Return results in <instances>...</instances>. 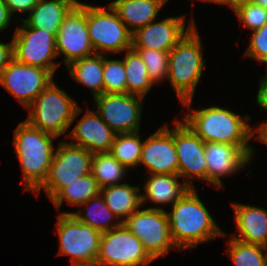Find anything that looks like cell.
Returning a JSON list of instances; mask_svg holds the SVG:
<instances>
[{"label":"cell","mask_w":267,"mask_h":266,"mask_svg":"<svg viewBox=\"0 0 267 266\" xmlns=\"http://www.w3.org/2000/svg\"><path fill=\"white\" fill-rule=\"evenodd\" d=\"M141 163L149 169V174H178L173 129L161 127L143 142Z\"/></svg>","instance_id":"ac0fdd59"},{"label":"cell","mask_w":267,"mask_h":266,"mask_svg":"<svg viewBox=\"0 0 267 266\" xmlns=\"http://www.w3.org/2000/svg\"><path fill=\"white\" fill-rule=\"evenodd\" d=\"M100 193L107 207L118 219L124 216L125 220L143 204L140 187L130 186L128 183L102 188Z\"/></svg>","instance_id":"cb8c5ba5"},{"label":"cell","mask_w":267,"mask_h":266,"mask_svg":"<svg viewBox=\"0 0 267 266\" xmlns=\"http://www.w3.org/2000/svg\"><path fill=\"white\" fill-rule=\"evenodd\" d=\"M13 36L14 59L23 64L48 70L54 75L58 63L53 62L57 55L56 36L28 26L23 20Z\"/></svg>","instance_id":"8fae6325"},{"label":"cell","mask_w":267,"mask_h":266,"mask_svg":"<svg viewBox=\"0 0 267 266\" xmlns=\"http://www.w3.org/2000/svg\"><path fill=\"white\" fill-rule=\"evenodd\" d=\"M194 25L169 51L168 78L181 105L190 108L195 88L202 76L204 58Z\"/></svg>","instance_id":"277c9868"},{"label":"cell","mask_w":267,"mask_h":266,"mask_svg":"<svg viewBox=\"0 0 267 266\" xmlns=\"http://www.w3.org/2000/svg\"><path fill=\"white\" fill-rule=\"evenodd\" d=\"M255 132L259 135L257 136L260 141L267 144V122L259 125L257 128H254Z\"/></svg>","instance_id":"ab89813d"},{"label":"cell","mask_w":267,"mask_h":266,"mask_svg":"<svg viewBox=\"0 0 267 266\" xmlns=\"http://www.w3.org/2000/svg\"><path fill=\"white\" fill-rule=\"evenodd\" d=\"M244 56L267 64V23L253 31L250 45Z\"/></svg>","instance_id":"e575fe53"},{"label":"cell","mask_w":267,"mask_h":266,"mask_svg":"<svg viewBox=\"0 0 267 266\" xmlns=\"http://www.w3.org/2000/svg\"><path fill=\"white\" fill-rule=\"evenodd\" d=\"M184 123L204 142H219L235 145H249L250 138L256 133L247 124L251 119L234 112L213 106L195 110L184 116Z\"/></svg>","instance_id":"3957f363"},{"label":"cell","mask_w":267,"mask_h":266,"mask_svg":"<svg viewBox=\"0 0 267 266\" xmlns=\"http://www.w3.org/2000/svg\"><path fill=\"white\" fill-rule=\"evenodd\" d=\"M105 8L86 4V23L94 52L102 55L110 51L111 55L131 48L132 33L110 4Z\"/></svg>","instance_id":"ba28073f"},{"label":"cell","mask_w":267,"mask_h":266,"mask_svg":"<svg viewBox=\"0 0 267 266\" xmlns=\"http://www.w3.org/2000/svg\"><path fill=\"white\" fill-rule=\"evenodd\" d=\"M239 237L233 238L246 243L267 244V210L256 206L232 203Z\"/></svg>","instance_id":"ffe728a7"},{"label":"cell","mask_w":267,"mask_h":266,"mask_svg":"<svg viewBox=\"0 0 267 266\" xmlns=\"http://www.w3.org/2000/svg\"><path fill=\"white\" fill-rule=\"evenodd\" d=\"M122 223L143 243L149 256L156 260L177 248L172 240L167 212L160 207L137 210Z\"/></svg>","instance_id":"9c48e42d"},{"label":"cell","mask_w":267,"mask_h":266,"mask_svg":"<svg viewBox=\"0 0 267 266\" xmlns=\"http://www.w3.org/2000/svg\"><path fill=\"white\" fill-rule=\"evenodd\" d=\"M143 142L139 131L115 135L110 153L127 169L139 165Z\"/></svg>","instance_id":"f546056e"},{"label":"cell","mask_w":267,"mask_h":266,"mask_svg":"<svg viewBox=\"0 0 267 266\" xmlns=\"http://www.w3.org/2000/svg\"><path fill=\"white\" fill-rule=\"evenodd\" d=\"M128 170L110 152L94 153L91 174L96 179L100 189L120 185L119 180Z\"/></svg>","instance_id":"f1b7e54d"},{"label":"cell","mask_w":267,"mask_h":266,"mask_svg":"<svg viewBox=\"0 0 267 266\" xmlns=\"http://www.w3.org/2000/svg\"><path fill=\"white\" fill-rule=\"evenodd\" d=\"M79 3L77 0H39L29 17L20 20L32 28L57 36L65 16Z\"/></svg>","instance_id":"44dd1931"},{"label":"cell","mask_w":267,"mask_h":266,"mask_svg":"<svg viewBox=\"0 0 267 266\" xmlns=\"http://www.w3.org/2000/svg\"><path fill=\"white\" fill-rule=\"evenodd\" d=\"M143 98L129 93H103L94 101L102 120L119 134L139 131Z\"/></svg>","instance_id":"7c38bea8"},{"label":"cell","mask_w":267,"mask_h":266,"mask_svg":"<svg viewBox=\"0 0 267 266\" xmlns=\"http://www.w3.org/2000/svg\"><path fill=\"white\" fill-rule=\"evenodd\" d=\"M231 8L236 13L239 22L251 31L259 29L267 23V9L251 0L235 3Z\"/></svg>","instance_id":"836d02e7"},{"label":"cell","mask_w":267,"mask_h":266,"mask_svg":"<svg viewBox=\"0 0 267 266\" xmlns=\"http://www.w3.org/2000/svg\"><path fill=\"white\" fill-rule=\"evenodd\" d=\"M83 205L86 206V214L84 216L82 215V211L80 210L77 211L78 213L73 212L72 214L79 221L91 226L93 229L99 231L100 233L110 231L122 224V221L116 222L115 225L114 223H110L112 218H117V216L107 207L101 193L90 198L87 202L80 206Z\"/></svg>","instance_id":"83f0119b"},{"label":"cell","mask_w":267,"mask_h":266,"mask_svg":"<svg viewBox=\"0 0 267 266\" xmlns=\"http://www.w3.org/2000/svg\"><path fill=\"white\" fill-rule=\"evenodd\" d=\"M209 2H215L219 4H228L229 6H233V0H209Z\"/></svg>","instance_id":"60d3db41"},{"label":"cell","mask_w":267,"mask_h":266,"mask_svg":"<svg viewBox=\"0 0 267 266\" xmlns=\"http://www.w3.org/2000/svg\"><path fill=\"white\" fill-rule=\"evenodd\" d=\"M55 138L26 121L14 130L13 144L23 170L24 189L35 192L46 179L55 154L52 142Z\"/></svg>","instance_id":"7a4b0ae2"},{"label":"cell","mask_w":267,"mask_h":266,"mask_svg":"<svg viewBox=\"0 0 267 266\" xmlns=\"http://www.w3.org/2000/svg\"><path fill=\"white\" fill-rule=\"evenodd\" d=\"M255 4L262 6L264 9H267V0H251Z\"/></svg>","instance_id":"b9f144b4"},{"label":"cell","mask_w":267,"mask_h":266,"mask_svg":"<svg viewBox=\"0 0 267 266\" xmlns=\"http://www.w3.org/2000/svg\"><path fill=\"white\" fill-rule=\"evenodd\" d=\"M27 109L29 125L56 137L67 131L82 110L53 80Z\"/></svg>","instance_id":"5b68a950"},{"label":"cell","mask_w":267,"mask_h":266,"mask_svg":"<svg viewBox=\"0 0 267 266\" xmlns=\"http://www.w3.org/2000/svg\"><path fill=\"white\" fill-rule=\"evenodd\" d=\"M53 75L46 69L13 59L0 73V85L26 108L50 84Z\"/></svg>","instance_id":"4fadbf2b"},{"label":"cell","mask_w":267,"mask_h":266,"mask_svg":"<svg viewBox=\"0 0 267 266\" xmlns=\"http://www.w3.org/2000/svg\"><path fill=\"white\" fill-rule=\"evenodd\" d=\"M257 104L267 111V73L260 79V89L256 96Z\"/></svg>","instance_id":"74e56055"},{"label":"cell","mask_w":267,"mask_h":266,"mask_svg":"<svg viewBox=\"0 0 267 266\" xmlns=\"http://www.w3.org/2000/svg\"><path fill=\"white\" fill-rule=\"evenodd\" d=\"M169 219L170 234L178 249L192 248L226 234L217 226L194 188L172 205Z\"/></svg>","instance_id":"6da1fadb"},{"label":"cell","mask_w":267,"mask_h":266,"mask_svg":"<svg viewBox=\"0 0 267 266\" xmlns=\"http://www.w3.org/2000/svg\"><path fill=\"white\" fill-rule=\"evenodd\" d=\"M11 15L13 13L30 12L38 3L39 0H4Z\"/></svg>","instance_id":"d590c367"},{"label":"cell","mask_w":267,"mask_h":266,"mask_svg":"<svg viewBox=\"0 0 267 266\" xmlns=\"http://www.w3.org/2000/svg\"><path fill=\"white\" fill-rule=\"evenodd\" d=\"M124 67L126 71L127 93L144 97L152 87L147 68L142 57L133 47L125 50Z\"/></svg>","instance_id":"484cf974"},{"label":"cell","mask_w":267,"mask_h":266,"mask_svg":"<svg viewBox=\"0 0 267 266\" xmlns=\"http://www.w3.org/2000/svg\"><path fill=\"white\" fill-rule=\"evenodd\" d=\"M92 159L93 153L83 147L59 142L47 177L34 193L39 194L41 188H44L52 200L73 180L91 173Z\"/></svg>","instance_id":"52a82bcc"},{"label":"cell","mask_w":267,"mask_h":266,"mask_svg":"<svg viewBox=\"0 0 267 266\" xmlns=\"http://www.w3.org/2000/svg\"><path fill=\"white\" fill-rule=\"evenodd\" d=\"M241 1H246V0H233V5H234L235 3H238V2H241Z\"/></svg>","instance_id":"7bdbcfd3"},{"label":"cell","mask_w":267,"mask_h":266,"mask_svg":"<svg viewBox=\"0 0 267 266\" xmlns=\"http://www.w3.org/2000/svg\"><path fill=\"white\" fill-rule=\"evenodd\" d=\"M144 185L145 194L142 196V203L152 201L155 203L172 205L178 201L190 188L187 184L179 183L178 174H149ZM148 199V200H147Z\"/></svg>","instance_id":"603a6c76"},{"label":"cell","mask_w":267,"mask_h":266,"mask_svg":"<svg viewBox=\"0 0 267 266\" xmlns=\"http://www.w3.org/2000/svg\"><path fill=\"white\" fill-rule=\"evenodd\" d=\"M207 165L206 181L217 188H223L221 177L234 174L251 161L254 150L250 145H235L219 142H205Z\"/></svg>","instance_id":"2e32d148"},{"label":"cell","mask_w":267,"mask_h":266,"mask_svg":"<svg viewBox=\"0 0 267 266\" xmlns=\"http://www.w3.org/2000/svg\"><path fill=\"white\" fill-rule=\"evenodd\" d=\"M57 55L69 63L94 54L86 23V4L75 5L65 16L56 36Z\"/></svg>","instance_id":"5bb4252c"},{"label":"cell","mask_w":267,"mask_h":266,"mask_svg":"<svg viewBox=\"0 0 267 266\" xmlns=\"http://www.w3.org/2000/svg\"><path fill=\"white\" fill-rule=\"evenodd\" d=\"M166 2L167 0H115L109 4L127 29L134 33L138 28L154 21Z\"/></svg>","instance_id":"7402d4cb"},{"label":"cell","mask_w":267,"mask_h":266,"mask_svg":"<svg viewBox=\"0 0 267 266\" xmlns=\"http://www.w3.org/2000/svg\"><path fill=\"white\" fill-rule=\"evenodd\" d=\"M185 16L168 17L160 22L151 23L138 28L132 33L134 49H154L169 52L183 36L195 25L194 19L185 29Z\"/></svg>","instance_id":"e0dca14e"},{"label":"cell","mask_w":267,"mask_h":266,"mask_svg":"<svg viewBox=\"0 0 267 266\" xmlns=\"http://www.w3.org/2000/svg\"><path fill=\"white\" fill-rule=\"evenodd\" d=\"M116 133L102 120L97 112L90 111L84 114L68 135L76 143L91 153L110 152Z\"/></svg>","instance_id":"d6986e66"},{"label":"cell","mask_w":267,"mask_h":266,"mask_svg":"<svg viewBox=\"0 0 267 266\" xmlns=\"http://www.w3.org/2000/svg\"><path fill=\"white\" fill-rule=\"evenodd\" d=\"M70 76L92 90L94 97L104 93L103 55L94 53L67 65Z\"/></svg>","instance_id":"d4e9b609"},{"label":"cell","mask_w":267,"mask_h":266,"mask_svg":"<svg viewBox=\"0 0 267 266\" xmlns=\"http://www.w3.org/2000/svg\"><path fill=\"white\" fill-rule=\"evenodd\" d=\"M173 128L176 154L178 157V175L187 178L184 183L194 188L192 178L206 181L207 165L205 160V142L183 121L174 120Z\"/></svg>","instance_id":"9a60e30c"},{"label":"cell","mask_w":267,"mask_h":266,"mask_svg":"<svg viewBox=\"0 0 267 266\" xmlns=\"http://www.w3.org/2000/svg\"><path fill=\"white\" fill-rule=\"evenodd\" d=\"M228 256L235 266H267V250L260 244L246 243L230 237ZM263 250L266 251L263 254Z\"/></svg>","instance_id":"4dcf8cb0"},{"label":"cell","mask_w":267,"mask_h":266,"mask_svg":"<svg viewBox=\"0 0 267 266\" xmlns=\"http://www.w3.org/2000/svg\"><path fill=\"white\" fill-rule=\"evenodd\" d=\"M153 261L141 240L123 223L101 233L96 266H145Z\"/></svg>","instance_id":"30bf717a"},{"label":"cell","mask_w":267,"mask_h":266,"mask_svg":"<svg viewBox=\"0 0 267 266\" xmlns=\"http://www.w3.org/2000/svg\"><path fill=\"white\" fill-rule=\"evenodd\" d=\"M100 193V187L92 174L76 178L64 187L51 201L60 210L63 201L80 206Z\"/></svg>","instance_id":"4316f807"},{"label":"cell","mask_w":267,"mask_h":266,"mask_svg":"<svg viewBox=\"0 0 267 266\" xmlns=\"http://www.w3.org/2000/svg\"><path fill=\"white\" fill-rule=\"evenodd\" d=\"M11 13L4 0H0V31L10 25Z\"/></svg>","instance_id":"f35d334b"},{"label":"cell","mask_w":267,"mask_h":266,"mask_svg":"<svg viewBox=\"0 0 267 266\" xmlns=\"http://www.w3.org/2000/svg\"><path fill=\"white\" fill-rule=\"evenodd\" d=\"M142 57L152 83L168 78L169 52L154 49H135Z\"/></svg>","instance_id":"d6a6232c"},{"label":"cell","mask_w":267,"mask_h":266,"mask_svg":"<svg viewBox=\"0 0 267 266\" xmlns=\"http://www.w3.org/2000/svg\"><path fill=\"white\" fill-rule=\"evenodd\" d=\"M13 59V41L10 44L0 42V73Z\"/></svg>","instance_id":"8d00e7d4"},{"label":"cell","mask_w":267,"mask_h":266,"mask_svg":"<svg viewBox=\"0 0 267 266\" xmlns=\"http://www.w3.org/2000/svg\"><path fill=\"white\" fill-rule=\"evenodd\" d=\"M103 84L104 93H127L123 60H108L103 55Z\"/></svg>","instance_id":"1f68e13d"},{"label":"cell","mask_w":267,"mask_h":266,"mask_svg":"<svg viewBox=\"0 0 267 266\" xmlns=\"http://www.w3.org/2000/svg\"><path fill=\"white\" fill-rule=\"evenodd\" d=\"M60 255H70L74 266H96L101 233L79 221L72 212H62L56 222Z\"/></svg>","instance_id":"8992f818"}]
</instances>
